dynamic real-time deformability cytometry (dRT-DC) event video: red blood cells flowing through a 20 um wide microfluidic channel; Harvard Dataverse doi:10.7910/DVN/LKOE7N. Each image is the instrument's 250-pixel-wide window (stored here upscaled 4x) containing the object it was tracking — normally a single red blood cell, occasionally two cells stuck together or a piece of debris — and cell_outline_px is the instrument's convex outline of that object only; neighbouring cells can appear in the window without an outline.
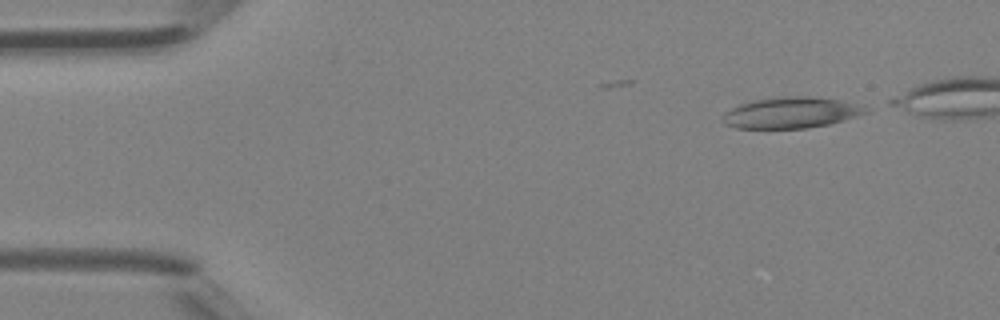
{"species": "Egyptian fruit bat (a non-hibernating species)", "species_latin": "Rousettus aegyptiacus", "temperature_condition": "room temperature", "stored_images_in_passage": 4, "camera_frame_rate_fps": 3000, "um_per_image_px": 0.085, "animal": {"sex": "female"}, "frame": {"image": 1, "passage_image": 4, "time_ms": 1.0, "image_size_px": [1000, 320], "cell_outline_px": [[872, 108], [868, 112], [844, 120], [828, 124], [808, 128], [736, 128], [724, 124], [724, 112], [740, 104], [752, 100], [772, 96], [812, 96], [840, 100], [864, 104]], "centroid_in_image_um": [67.3, 9.55], "position_along_channel_um": 17.7, "area_um2": 26.24}}